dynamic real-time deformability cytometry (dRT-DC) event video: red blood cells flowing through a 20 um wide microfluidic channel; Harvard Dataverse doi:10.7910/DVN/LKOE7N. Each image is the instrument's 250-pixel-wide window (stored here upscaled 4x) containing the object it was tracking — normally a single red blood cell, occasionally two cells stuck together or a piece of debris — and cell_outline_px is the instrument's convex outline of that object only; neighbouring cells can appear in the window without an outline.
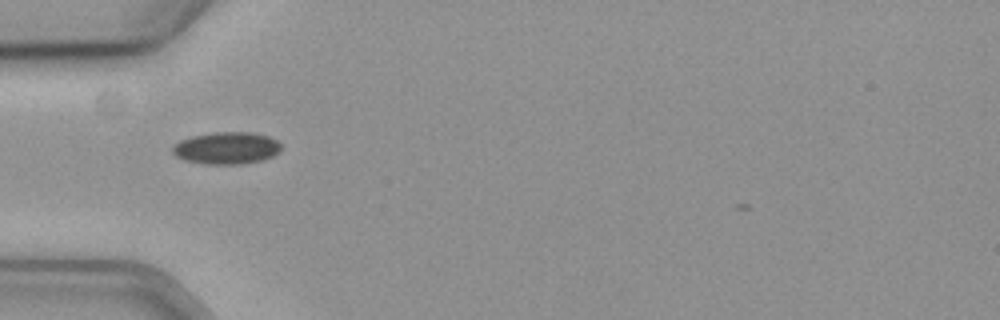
{"species": "common noctule bat (a hibernating species)", "species_latin": "Nyctalus noctula", "temperature_condition": "cold", "stored_images_in_passage": 37, "camera_frame_rate_fps": 3000, "um_per_image_px": 0.085, "animal": {"sex": "female", "body_mass_g": 19.3, "forearm_length_mm": 54.1}, "frame": {"image": 1, "passage_image": 1, "time_ms": 0.0, "image_size_px": [1000, 320], "cell_outline_px": [[280, 152], [264, 160], [240, 164], [204, 164], [184, 160], [176, 156], [172, 152], [172, 144], [180, 140], [192, 136], [216, 132], [252, 132], [268, 136], [276, 140], [280, 144]], "centroid_in_image_um": [19.24, 12.59], "position_along_channel_um": 65.8, "area_um2": 20.46}}
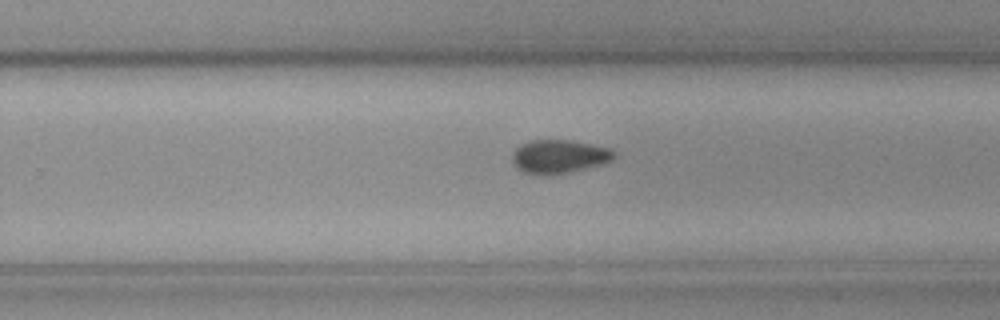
{"frame": {"image": 2, "passage_image": 19, "time_ms": 6.0, "image_size_px": [1000, 320], "cell_outline_px": [[616, 156], [612, 160], [604, 164], [568, 172], [544, 176], [524, 172], [516, 168], [512, 160], [512, 152], [520, 144], [532, 140], [568, 140], [612, 148], [616, 152]], "centroid_in_image_um": [47.53, 13.31], "position_along_channel_um": 282.3, "area_um2": 20.11}}
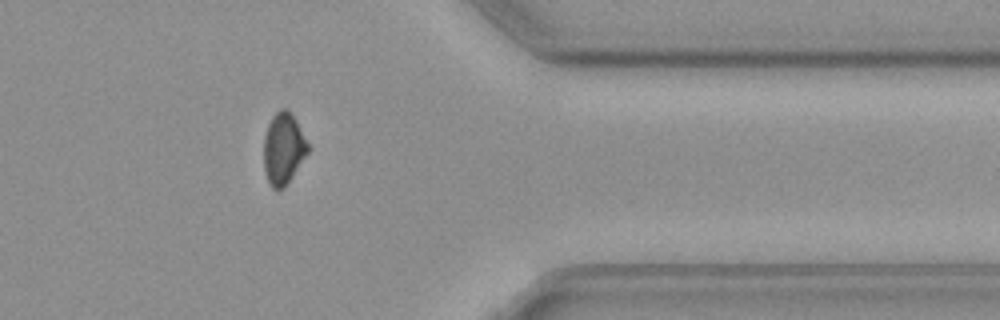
{"frame": {"image": 3, "passage_image": 29, "time_ms": 9.333, "image_size_px": [1000, 320], "cell_outline_px": [[308, 152], [284, 188], [272, 188], [268, 180], [264, 168], [264, 136], [268, 124], [272, 116], [280, 108], [288, 108], [296, 120], [308, 144]], "centroid_in_image_um": [24.07, 12.59], "position_along_channel_um": 387.3, "area_um2": 18.15}, "authors_computed_cell_mechanics": {"area_um2": 19.4786, "velocity_mm_per_s": 3.6338, "shape_relaxation_time_tau1_ms": 2.1734, "shape_relaxation_time_tau2_ms": null, "deformation_change_tau1": 0.0549, "deformation_change_tau2": null}}